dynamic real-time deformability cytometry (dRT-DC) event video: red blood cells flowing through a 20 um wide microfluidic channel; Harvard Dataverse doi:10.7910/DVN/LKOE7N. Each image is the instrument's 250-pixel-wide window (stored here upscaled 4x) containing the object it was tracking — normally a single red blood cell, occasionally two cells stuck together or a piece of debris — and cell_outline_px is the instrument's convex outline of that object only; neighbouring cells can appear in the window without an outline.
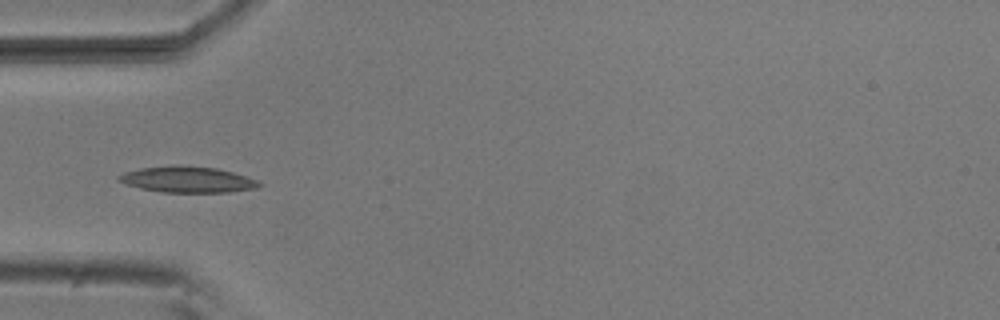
{"species": "common noctule bat (a hibernating species)", "species_latin": "Nyctalus noctula", "temperature_condition": "room temperature", "stored_images_in_passage": 8, "camera_frame_rate_fps": 3000, "um_per_image_px": 0.085, "animal": {"sex": "male", "body_mass_g": 20.5, "forearm_length_mm": 52.5}, "frame": {"image": 1, "passage_image": 5, "time_ms": 1.333, "image_size_px": [1000, 320], "cell_outline_px": [[264, 184], [256, 188], [228, 192], [160, 192], [140, 188], [116, 180], [116, 176], [124, 172], [140, 168], [172, 164], [176, 164], [216, 168], [232, 172], [256, 180]], "centroid_in_image_um": [15.89, 15.24], "position_along_channel_um": 69.1, "area_um2": 21.39}}
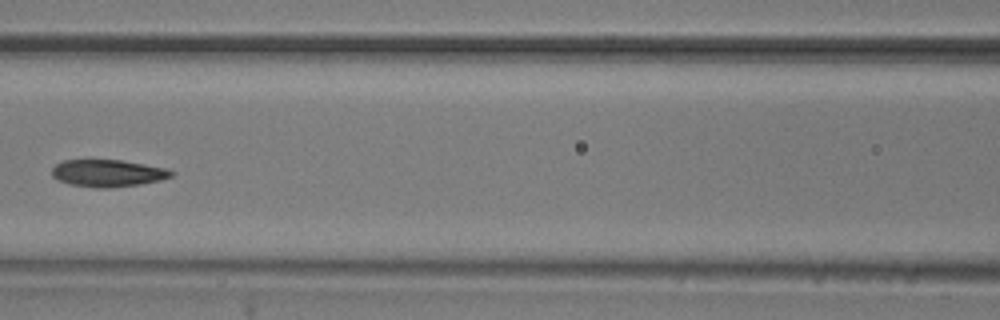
{"frame": {"image": 2, "passage_image": 7, "time_ms": 2.0, "image_size_px": [1000, 320], "cell_outline_px": [[176, 172], [172, 176], [160, 180], [140, 184], [108, 188], [96, 188], [72, 184], [60, 180], [52, 176], [52, 168], [56, 164], [64, 160], [120, 160], [168, 168]], "centroid_in_image_um": [9.2, 14.71], "position_along_channel_um": 157.4, "area_um2": 18.79}}
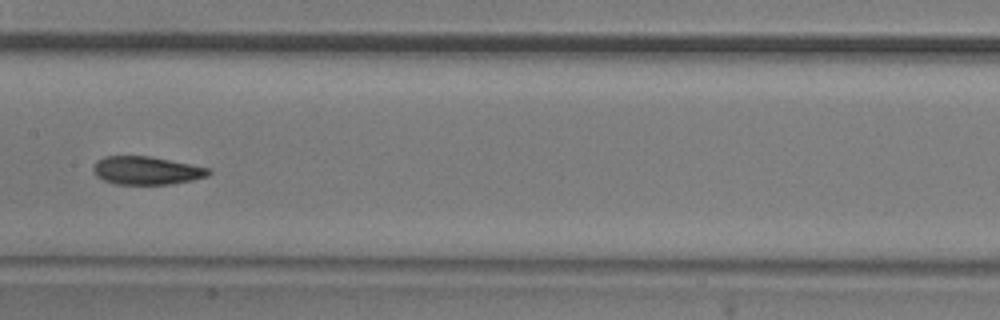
{"frame": {"image": 3, "passage_image": 8, "time_ms": 2.333, "image_size_px": [1000, 320], "cell_outline_px": [[212, 172], [208, 176], [192, 180], [172, 184], [116, 184], [104, 180], [96, 176], [92, 168], [96, 160], [104, 156], [152, 156], [208, 168]], "centroid_in_image_um": [12.43, 14.49], "position_along_channel_um": 195.0, "area_um2": 18.96}}